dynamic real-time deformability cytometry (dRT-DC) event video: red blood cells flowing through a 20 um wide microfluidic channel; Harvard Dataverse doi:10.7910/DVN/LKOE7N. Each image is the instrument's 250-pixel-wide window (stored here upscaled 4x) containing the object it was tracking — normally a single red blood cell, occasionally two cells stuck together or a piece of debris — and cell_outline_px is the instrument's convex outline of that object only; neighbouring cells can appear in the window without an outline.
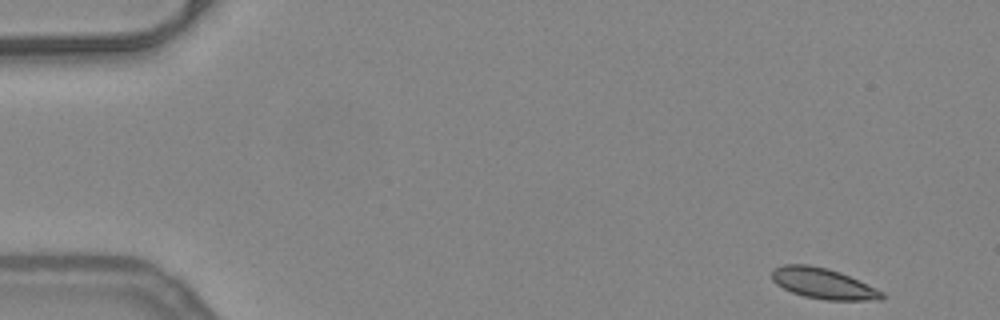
{"species": "common noctule bat (a hibernating species)", "species_latin": "Nyctalus noctula", "temperature_condition": "warm", "stored_images_in_passage": 51, "camera_frame_rate_fps": 3000, "um_per_image_px": 0.085, "animal": {"sex": "female", "body_mass_g": 24.6, "forearm_length_mm": 56.2}, "frame": {"image": 1, "passage_image": 1, "time_ms": 0.0, "image_size_px": [1000, 320], "cell_outline_px": [[884, 296], [880, 300], [828, 300], [804, 296], [792, 292], [776, 284], [772, 280], [772, 268], [784, 264], [808, 264], [828, 268], [840, 272], [876, 288], [884, 292]], "centroid_in_image_um": [69.95, 24.08], "position_along_channel_um": 15.1, "area_um2": 19.65}}
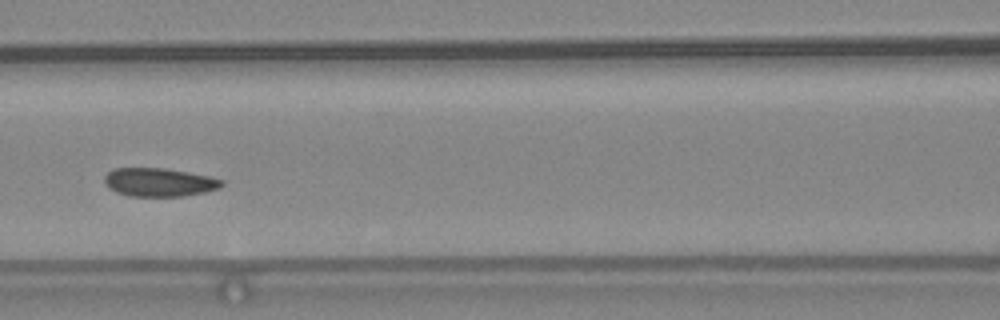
{"frame": {"image": 2, "passage_image": 21, "time_ms": 6.667, "image_size_px": [1000, 320], "cell_outline_px": [[224, 184], [220, 188], [204, 192], [184, 196], [128, 196], [116, 192], [108, 188], [104, 180], [104, 176], [112, 168], [164, 168], [188, 172], [208, 176], [224, 180]], "centroid_in_image_um": [13.51, 15.49], "position_along_channel_um": 153.1, "area_um2": 19.54}}
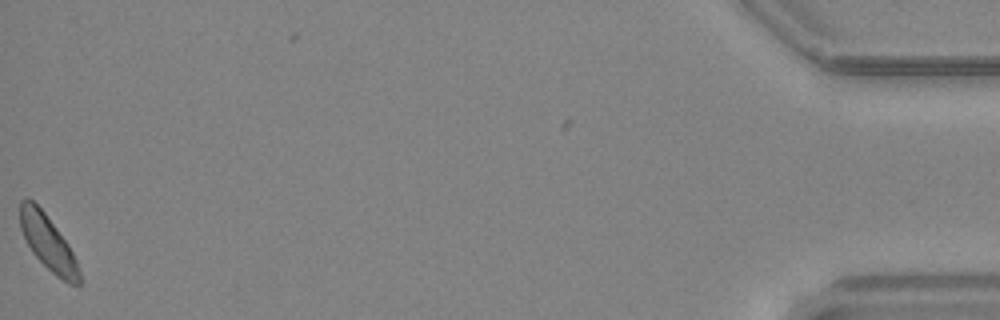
{"frame": {"image": 3, "passage_image": 50, "time_ms": 16.333, "image_size_px": [1000, 320], "cell_outline_px": [[80, 284], [68, 284], [56, 276], [32, 252], [20, 228], [20, 200], [32, 200], [44, 212], [68, 244], [76, 260], [80, 272]], "centroid_in_image_um": [4.08, 20.65], "position_along_channel_um": 431.1, "area_um2": 18.5}, "authors_computed_cell_mechanics": {"area_um2": 19.652, "velocity_mm_per_s": 3.9233, "shape_relaxation_time_tau1_ms": 5.1146, "shape_relaxation_time_tau2_ms": null, "deformation_change_tau1": 0.0753, "deformation_change_tau2": null}}